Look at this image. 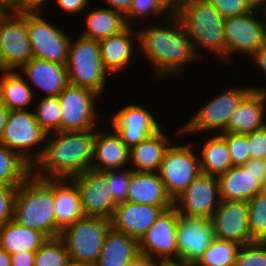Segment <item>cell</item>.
<instances>
[{
    "label": "cell",
    "instance_id": "obj_24",
    "mask_svg": "<svg viewBox=\"0 0 266 266\" xmlns=\"http://www.w3.org/2000/svg\"><path fill=\"white\" fill-rule=\"evenodd\" d=\"M126 201L158 207H173V201L168 196L157 172H137L131 169Z\"/></svg>",
    "mask_w": 266,
    "mask_h": 266
},
{
    "label": "cell",
    "instance_id": "obj_46",
    "mask_svg": "<svg viewBox=\"0 0 266 266\" xmlns=\"http://www.w3.org/2000/svg\"><path fill=\"white\" fill-rule=\"evenodd\" d=\"M242 166L249 169L260 184L266 181V159H249Z\"/></svg>",
    "mask_w": 266,
    "mask_h": 266
},
{
    "label": "cell",
    "instance_id": "obj_35",
    "mask_svg": "<svg viewBox=\"0 0 266 266\" xmlns=\"http://www.w3.org/2000/svg\"><path fill=\"white\" fill-rule=\"evenodd\" d=\"M240 245L215 238L196 262L197 266H235Z\"/></svg>",
    "mask_w": 266,
    "mask_h": 266
},
{
    "label": "cell",
    "instance_id": "obj_5",
    "mask_svg": "<svg viewBox=\"0 0 266 266\" xmlns=\"http://www.w3.org/2000/svg\"><path fill=\"white\" fill-rule=\"evenodd\" d=\"M110 228L109 219L83 216L63 229L59 237L68 251L70 263L94 266Z\"/></svg>",
    "mask_w": 266,
    "mask_h": 266
},
{
    "label": "cell",
    "instance_id": "obj_22",
    "mask_svg": "<svg viewBox=\"0 0 266 266\" xmlns=\"http://www.w3.org/2000/svg\"><path fill=\"white\" fill-rule=\"evenodd\" d=\"M132 29L133 27L131 28V25H128L120 33L99 41L102 64L110 75H115L116 72L127 67L126 65L133 56L134 48L138 47V32ZM134 41L137 43H134Z\"/></svg>",
    "mask_w": 266,
    "mask_h": 266
},
{
    "label": "cell",
    "instance_id": "obj_43",
    "mask_svg": "<svg viewBox=\"0 0 266 266\" xmlns=\"http://www.w3.org/2000/svg\"><path fill=\"white\" fill-rule=\"evenodd\" d=\"M213 7L224 17L247 14L255 10L250 0H208Z\"/></svg>",
    "mask_w": 266,
    "mask_h": 266
},
{
    "label": "cell",
    "instance_id": "obj_18",
    "mask_svg": "<svg viewBox=\"0 0 266 266\" xmlns=\"http://www.w3.org/2000/svg\"><path fill=\"white\" fill-rule=\"evenodd\" d=\"M177 258L197 262L215 239L209 218L180 216L176 225Z\"/></svg>",
    "mask_w": 266,
    "mask_h": 266
},
{
    "label": "cell",
    "instance_id": "obj_13",
    "mask_svg": "<svg viewBox=\"0 0 266 266\" xmlns=\"http://www.w3.org/2000/svg\"><path fill=\"white\" fill-rule=\"evenodd\" d=\"M95 92L68 84L58 95L61 104L60 131H85L96 128Z\"/></svg>",
    "mask_w": 266,
    "mask_h": 266
},
{
    "label": "cell",
    "instance_id": "obj_19",
    "mask_svg": "<svg viewBox=\"0 0 266 266\" xmlns=\"http://www.w3.org/2000/svg\"><path fill=\"white\" fill-rule=\"evenodd\" d=\"M114 133L129 147H133L161 129L156 118L142 106L126 105L112 117Z\"/></svg>",
    "mask_w": 266,
    "mask_h": 266
},
{
    "label": "cell",
    "instance_id": "obj_38",
    "mask_svg": "<svg viewBox=\"0 0 266 266\" xmlns=\"http://www.w3.org/2000/svg\"><path fill=\"white\" fill-rule=\"evenodd\" d=\"M248 227L253 241L266 242V197L258 193L248 201Z\"/></svg>",
    "mask_w": 266,
    "mask_h": 266
},
{
    "label": "cell",
    "instance_id": "obj_62",
    "mask_svg": "<svg viewBox=\"0 0 266 266\" xmlns=\"http://www.w3.org/2000/svg\"><path fill=\"white\" fill-rule=\"evenodd\" d=\"M250 1L252 2V4H253L254 6H256L257 3H259L261 0H250Z\"/></svg>",
    "mask_w": 266,
    "mask_h": 266
},
{
    "label": "cell",
    "instance_id": "obj_53",
    "mask_svg": "<svg viewBox=\"0 0 266 266\" xmlns=\"http://www.w3.org/2000/svg\"><path fill=\"white\" fill-rule=\"evenodd\" d=\"M159 264L161 266H197L196 262L187 261V260H183L179 258H177L176 260L168 259V260L160 261Z\"/></svg>",
    "mask_w": 266,
    "mask_h": 266
},
{
    "label": "cell",
    "instance_id": "obj_37",
    "mask_svg": "<svg viewBox=\"0 0 266 266\" xmlns=\"http://www.w3.org/2000/svg\"><path fill=\"white\" fill-rule=\"evenodd\" d=\"M70 260L60 237L48 238L35 253L34 266H69Z\"/></svg>",
    "mask_w": 266,
    "mask_h": 266
},
{
    "label": "cell",
    "instance_id": "obj_55",
    "mask_svg": "<svg viewBox=\"0 0 266 266\" xmlns=\"http://www.w3.org/2000/svg\"><path fill=\"white\" fill-rule=\"evenodd\" d=\"M154 262L147 257L140 256L133 262H131L128 266H152Z\"/></svg>",
    "mask_w": 266,
    "mask_h": 266
},
{
    "label": "cell",
    "instance_id": "obj_6",
    "mask_svg": "<svg viewBox=\"0 0 266 266\" xmlns=\"http://www.w3.org/2000/svg\"><path fill=\"white\" fill-rule=\"evenodd\" d=\"M68 83L89 89L99 96L106 87L107 75L100 57L99 41L79 36L71 40L67 62Z\"/></svg>",
    "mask_w": 266,
    "mask_h": 266
},
{
    "label": "cell",
    "instance_id": "obj_57",
    "mask_svg": "<svg viewBox=\"0 0 266 266\" xmlns=\"http://www.w3.org/2000/svg\"><path fill=\"white\" fill-rule=\"evenodd\" d=\"M264 4H265V5H264ZM261 5H262L263 7L265 6V7H264V10H265V13H264V14H265L264 20H265V21H263V22H264V24L266 25V0H261L259 3H257V5L255 6V9L258 10L259 8H261V7H260Z\"/></svg>",
    "mask_w": 266,
    "mask_h": 266
},
{
    "label": "cell",
    "instance_id": "obj_41",
    "mask_svg": "<svg viewBox=\"0 0 266 266\" xmlns=\"http://www.w3.org/2000/svg\"><path fill=\"white\" fill-rule=\"evenodd\" d=\"M164 13L171 14L159 0H132V5L125 14V20L127 25H130V21H135L136 18L148 19L151 14L162 16Z\"/></svg>",
    "mask_w": 266,
    "mask_h": 266
},
{
    "label": "cell",
    "instance_id": "obj_29",
    "mask_svg": "<svg viewBox=\"0 0 266 266\" xmlns=\"http://www.w3.org/2000/svg\"><path fill=\"white\" fill-rule=\"evenodd\" d=\"M220 198L223 201H245L260 192L261 184L243 166H232L218 176Z\"/></svg>",
    "mask_w": 266,
    "mask_h": 266
},
{
    "label": "cell",
    "instance_id": "obj_44",
    "mask_svg": "<svg viewBox=\"0 0 266 266\" xmlns=\"http://www.w3.org/2000/svg\"><path fill=\"white\" fill-rule=\"evenodd\" d=\"M17 188L0 184V226L13 218V205Z\"/></svg>",
    "mask_w": 266,
    "mask_h": 266
},
{
    "label": "cell",
    "instance_id": "obj_59",
    "mask_svg": "<svg viewBox=\"0 0 266 266\" xmlns=\"http://www.w3.org/2000/svg\"><path fill=\"white\" fill-rule=\"evenodd\" d=\"M6 8H10L17 0H0Z\"/></svg>",
    "mask_w": 266,
    "mask_h": 266
},
{
    "label": "cell",
    "instance_id": "obj_17",
    "mask_svg": "<svg viewBox=\"0 0 266 266\" xmlns=\"http://www.w3.org/2000/svg\"><path fill=\"white\" fill-rule=\"evenodd\" d=\"M210 220L215 238L240 246L254 242L248 227V202L221 200Z\"/></svg>",
    "mask_w": 266,
    "mask_h": 266
},
{
    "label": "cell",
    "instance_id": "obj_14",
    "mask_svg": "<svg viewBox=\"0 0 266 266\" xmlns=\"http://www.w3.org/2000/svg\"><path fill=\"white\" fill-rule=\"evenodd\" d=\"M221 202L217 176L201 173L173 201L180 216L211 218Z\"/></svg>",
    "mask_w": 266,
    "mask_h": 266
},
{
    "label": "cell",
    "instance_id": "obj_40",
    "mask_svg": "<svg viewBox=\"0 0 266 266\" xmlns=\"http://www.w3.org/2000/svg\"><path fill=\"white\" fill-rule=\"evenodd\" d=\"M122 170H119L120 173L118 169L103 171L108 178L112 196L117 204L126 202L128 187L131 181V167Z\"/></svg>",
    "mask_w": 266,
    "mask_h": 266
},
{
    "label": "cell",
    "instance_id": "obj_31",
    "mask_svg": "<svg viewBox=\"0 0 266 266\" xmlns=\"http://www.w3.org/2000/svg\"><path fill=\"white\" fill-rule=\"evenodd\" d=\"M85 19L86 29L80 36L95 41H101L118 34L128 26L125 15L110 7L102 9L99 7L96 10H91Z\"/></svg>",
    "mask_w": 266,
    "mask_h": 266
},
{
    "label": "cell",
    "instance_id": "obj_3",
    "mask_svg": "<svg viewBox=\"0 0 266 266\" xmlns=\"http://www.w3.org/2000/svg\"><path fill=\"white\" fill-rule=\"evenodd\" d=\"M22 226L56 237L54 179H42L33 173L17 188L13 218Z\"/></svg>",
    "mask_w": 266,
    "mask_h": 266
},
{
    "label": "cell",
    "instance_id": "obj_47",
    "mask_svg": "<svg viewBox=\"0 0 266 266\" xmlns=\"http://www.w3.org/2000/svg\"><path fill=\"white\" fill-rule=\"evenodd\" d=\"M48 0H17L10 9L17 12H41L43 3ZM42 5V6H41Z\"/></svg>",
    "mask_w": 266,
    "mask_h": 266
},
{
    "label": "cell",
    "instance_id": "obj_9",
    "mask_svg": "<svg viewBox=\"0 0 266 266\" xmlns=\"http://www.w3.org/2000/svg\"><path fill=\"white\" fill-rule=\"evenodd\" d=\"M27 12V30L33 58L67 65L71 38L41 16Z\"/></svg>",
    "mask_w": 266,
    "mask_h": 266
},
{
    "label": "cell",
    "instance_id": "obj_49",
    "mask_svg": "<svg viewBox=\"0 0 266 266\" xmlns=\"http://www.w3.org/2000/svg\"><path fill=\"white\" fill-rule=\"evenodd\" d=\"M36 252H20L10 255L11 266H34Z\"/></svg>",
    "mask_w": 266,
    "mask_h": 266
},
{
    "label": "cell",
    "instance_id": "obj_2",
    "mask_svg": "<svg viewBox=\"0 0 266 266\" xmlns=\"http://www.w3.org/2000/svg\"><path fill=\"white\" fill-rule=\"evenodd\" d=\"M164 16L162 20L169 22V27L151 25L146 30H137L138 47L144 58L153 65L157 78L181 74L185 64L199 57L181 20L175 14Z\"/></svg>",
    "mask_w": 266,
    "mask_h": 266
},
{
    "label": "cell",
    "instance_id": "obj_39",
    "mask_svg": "<svg viewBox=\"0 0 266 266\" xmlns=\"http://www.w3.org/2000/svg\"><path fill=\"white\" fill-rule=\"evenodd\" d=\"M235 266H266V242L254 241L241 245Z\"/></svg>",
    "mask_w": 266,
    "mask_h": 266
},
{
    "label": "cell",
    "instance_id": "obj_54",
    "mask_svg": "<svg viewBox=\"0 0 266 266\" xmlns=\"http://www.w3.org/2000/svg\"><path fill=\"white\" fill-rule=\"evenodd\" d=\"M9 111L5 106L2 104L0 105V139L4 130V127L7 123V117L9 114Z\"/></svg>",
    "mask_w": 266,
    "mask_h": 266
},
{
    "label": "cell",
    "instance_id": "obj_15",
    "mask_svg": "<svg viewBox=\"0 0 266 266\" xmlns=\"http://www.w3.org/2000/svg\"><path fill=\"white\" fill-rule=\"evenodd\" d=\"M179 217L174 207L163 211L153 226L138 241L140 255L154 263L177 259L176 225Z\"/></svg>",
    "mask_w": 266,
    "mask_h": 266
},
{
    "label": "cell",
    "instance_id": "obj_20",
    "mask_svg": "<svg viewBox=\"0 0 266 266\" xmlns=\"http://www.w3.org/2000/svg\"><path fill=\"white\" fill-rule=\"evenodd\" d=\"M170 208L172 207H158L126 201L116 207L111 219V227L115 231L125 233L139 241L162 212Z\"/></svg>",
    "mask_w": 266,
    "mask_h": 266
},
{
    "label": "cell",
    "instance_id": "obj_25",
    "mask_svg": "<svg viewBox=\"0 0 266 266\" xmlns=\"http://www.w3.org/2000/svg\"><path fill=\"white\" fill-rule=\"evenodd\" d=\"M130 148L116 133L103 131L95 133L93 161L91 169L95 171L120 170L129 163Z\"/></svg>",
    "mask_w": 266,
    "mask_h": 266
},
{
    "label": "cell",
    "instance_id": "obj_21",
    "mask_svg": "<svg viewBox=\"0 0 266 266\" xmlns=\"http://www.w3.org/2000/svg\"><path fill=\"white\" fill-rule=\"evenodd\" d=\"M266 90H251L239 103L221 133L249 134L266 126Z\"/></svg>",
    "mask_w": 266,
    "mask_h": 266
},
{
    "label": "cell",
    "instance_id": "obj_64",
    "mask_svg": "<svg viewBox=\"0 0 266 266\" xmlns=\"http://www.w3.org/2000/svg\"><path fill=\"white\" fill-rule=\"evenodd\" d=\"M152 266H161L159 263H154Z\"/></svg>",
    "mask_w": 266,
    "mask_h": 266
},
{
    "label": "cell",
    "instance_id": "obj_27",
    "mask_svg": "<svg viewBox=\"0 0 266 266\" xmlns=\"http://www.w3.org/2000/svg\"><path fill=\"white\" fill-rule=\"evenodd\" d=\"M140 256L138 240L111 227L94 266H128Z\"/></svg>",
    "mask_w": 266,
    "mask_h": 266
},
{
    "label": "cell",
    "instance_id": "obj_28",
    "mask_svg": "<svg viewBox=\"0 0 266 266\" xmlns=\"http://www.w3.org/2000/svg\"><path fill=\"white\" fill-rule=\"evenodd\" d=\"M165 135L160 129L130 148L129 163L133 164V171L158 172L164 155L172 144L170 138Z\"/></svg>",
    "mask_w": 266,
    "mask_h": 266
},
{
    "label": "cell",
    "instance_id": "obj_52",
    "mask_svg": "<svg viewBox=\"0 0 266 266\" xmlns=\"http://www.w3.org/2000/svg\"><path fill=\"white\" fill-rule=\"evenodd\" d=\"M162 5L171 13L175 14L186 0H159Z\"/></svg>",
    "mask_w": 266,
    "mask_h": 266
},
{
    "label": "cell",
    "instance_id": "obj_56",
    "mask_svg": "<svg viewBox=\"0 0 266 266\" xmlns=\"http://www.w3.org/2000/svg\"><path fill=\"white\" fill-rule=\"evenodd\" d=\"M0 266H11L10 255L0 246Z\"/></svg>",
    "mask_w": 266,
    "mask_h": 266
},
{
    "label": "cell",
    "instance_id": "obj_33",
    "mask_svg": "<svg viewBox=\"0 0 266 266\" xmlns=\"http://www.w3.org/2000/svg\"><path fill=\"white\" fill-rule=\"evenodd\" d=\"M201 150L199 159L203 174L218 177L233 166L225 141V133H219L211 137Z\"/></svg>",
    "mask_w": 266,
    "mask_h": 266
},
{
    "label": "cell",
    "instance_id": "obj_32",
    "mask_svg": "<svg viewBox=\"0 0 266 266\" xmlns=\"http://www.w3.org/2000/svg\"><path fill=\"white\" fill-rule=\"evenodd\" d=\"M1 104L8 110H27L35 96L25 79L16 71H7L0 77Z\"/></svg>",
    "mask_w": 266,
    "mask_h": 266
},
{
    "label": "cell",
    "instance_id": "obj_36",
    "mask_svg": "<svg viewBox=\"0 0 266 266\" xmlns=\"http://www.w3.org/2000/svg\"><path fill=\"white\" fill-rule=\"evenodd\" d=\"M38 100L34 114L40 127L49 135L60 131L61 104L58 96H44Z\"/></svg>",
    "mask_w": 266,
    "mask_h": 266
},
{
    "label": "cell",
    "instance_id": "obj_12",
    "mask_svg": "<svg viewBox=\"0 0 266 266\" xmlns=\"http://www.w3.org/2000/svg\"><path fill=\"white\" fill-rule=\"evenodd\" d=\"M46 138L47 133L40 127L33 111L12 110L9 111L0 143L33 166V154L29 149L46 142Z\"/></svg>",
    "mask_w": 266,
    "mask_h": 266
},
{
    "label": "cell",
    "instance_id": "obj_45",
    "mask_svg": "<svg viewBox=\"0 0 266 266\" xmlns=\"http://www.w3.org/2000/svg\"><path fill=\"white\" fill-rule=\"evenodd\" d=\"M250 159H266V126L248 134Z\"/></svg>",
    "mask_w": 266,
    "mask_h": 266
},
{
    "label": "cell",
    "instance_id": "obj_23",
    "mask_svg": "<svg viewBox=\"0 0 266 266\" xmlns=\"http://www.w3.org/2000/svg\"><path fill=\"white\" fill-rule=\"evenodd\" d=\"M20 69L27 81L46 92L45 96H58L69 84L66 65L31 58Z\"/></svg>",
    "mask_w": 266,
    "mask_h": 266
},
{
    "label": "cell",
    "instance_id": "obj_50",
    "mask_svg": "<svg viewBox=\"0 0 266 266\" xmlns=\"http://www.w3.org/2000/svg\"><path fill=\"white\" fill-rule=\"evenodd\" d=\"M251 57L259 69L266 74V42Z\"/></svg>",
    "mask_w": 266,
    "mask_h": 266
},
{
    "label": "cell",
    "instance_id": "obj_8",
    "mask_svg": "<svg viewBox=\"0 0 266 266\" xmlns=\"http://www.w3.org/2000/svg\"><path fill=\"white\" fill-rule=\"evenodd\" d=\"M0 46L7 71L25 65L33 53L27 30V12L7 8L0 15Z\"/></svg>",
    "mask_w": 266,
    "mask_h": 266
},
{
    "label": "cell",
    "instance_id": "obj_10",
    "mask_svg": "<svg viewBox=\"0 0 266 266\" xmlns=\"http://www.w3.org/2000/svg\"><path fill=\"white\" fill-rule=\"evenodd\" d=\"M174 201L200 175V159L189 146L170 145L157 172Z\"/></svg>",
    "mask_w": 266,
    "mask_h": 266
},
{
    "label": "cell",
    "instance_id": "obj_61",
    "mask_svg": "<svg viewBox=\"0 0 266 266\" xmlns=\"http://www.w3.org/2000/svg\"><path fill=\"white\" fill-rule=\"evenodd\" d=\"M6 6L0 1V15L6 10Z\"/></svg>",
    "mask_w": 266,
    "mask_h": 266
},
{
    "label": "cell",
    "instance_id": "obj_34",
    "mask_svg": "<svg viewBox=\"0 0 266 266\" xmlns=\"http://www.w3.org/2000/svg\"><path fill=\"white\" fill-rule=\"evenodd\" d=\"M32 173V166L29 163L0 143V184L18 187Z\"/></svg>",
    "mask_w": 266,
    "mask_h": 266
},
{
    "label": "cell",
    "instance_id": "obj_7",
    "mask_svg": "<svg viewBox=\"0 0 266 266\" xmlns=\"http://www.w3.org/2000/svg\"><path fill=\"white\" fill-rule=\"evenodd\" d=\"M251 90H265L256 86H238L219 93L209 100L204 107L189 119L182 127L177 129V134H196L210 130H219L220 133L226 128L231 114L237 109L239 103ZM196 132V133H195Z\"/></svg>",
    "mask_w": 266,
    "mask_h": 266
},
{
    "label": "cell",
    "instance_id": "obj_30",
    "mask_svg": "<svg viewBox=\"0 0 266 266\" xmlns=\"http://www.w3.org/2000/svg\"><path fill=\"white\" fill-rule=\"evenodd\" d=\"M47 238L40 232L11 220L0 226V246L9 254L36 252Z\"/></svg>",
    "mask_w": 266,
    "mask_h": 266
},
{
    "label": "cell",
    "instance_id": "obj_63",
    "mask_svg": "<svg viewBox=\"0 0 266 266\" xmlns=\"http://www.w3.org/2000/svg\"><path fill=\"white\" fill-rule=\"evenodd\" d=\"M69 266H91V265H81V264L70 263Z\"/></svg>",
    "mask_w": 266,
    "mask_h": 266
},
{
    "label": "cell",
    "instance_id": "obj_60",
    "mask_svg": "<svg viewBox=\"0 0 266 266\" xmlns=\"http://www.w3.org/2000/svg\"><path fill=\"white\" fill-rule=\"evenodd\" d=\"M259 193L266 197V181L261 184Z\"/></svg>",
    "mask_w": 266,
    "mask_h": 266
},
{
    "label": "cell",
    "instance_id": "obj_42",
    "mask_svg": "<svg viewBox=\"0 0 266 266\" xmlns=\"http://www.w3.org/2000/svg\"><path fill=\"white\" fill-rule=\"evenodd\" d=\"M225 141L233 166H242L250 159L248 134L225 133Z\"/></svg>",
    "mask_w": 266,
    "mask_h": 266
},
{
    "label": "cell",
    "instance_id": "obj_58",
    "mask_svg": "<svg viewBox=\"0 0 266 266\" xmlns=\"http://www.w3.org/2000/svg\"><path fill=\"white\" fill-rule=\"evenodd\" d=\"M5 73L7 70L5 69V65L3 62V57H2V51H1V46H0V73Z\"/></svg>",
    "mask_w": 266,
    "mask_h": 266
},
{
    "label": "cell",
    "instance_id": "obj_51",
    "mask_svg": "<svg viewBox=\"0 0 266 266\" xmlns=\"http://www.w3.org/2000/svg\"><path fill=\"white\" fill-rule=\"evenodd\" d=\"M107 4L110 5L111 9L118 10L124 15L129 11L132 0H104Z\"/></svg>",
    "mask_w": 266,
    "mask_h": 266
},
{
    "label": "cell",
    "instance_id": "obj_16",
    "mask_svg": "<svg viewBox=\"0 0 266 266\" xmlns=\"http://www.w3.org/2000/svg\"><path fill=\"white\" fill-rule=\"evenodd\" d=\"M72 180L77 185L84 216L111 220L118 204L112 196L107 176L89 169Z\"/></svg>",
    "mask_w": 266,
    "mask_h": 266
},
{
    "label": "cell",
    "instance_id": "obj_48",
    "mask_svg": "<svg viewBox=\"0 0 266 266\" xmlns=\"http://www.w3.org/2000/svg\"><path fill=\"white\" fill-rule=\"evenodd\" d=\"M57 5L60 6L63 11H66L67 13H75L81 12L82 10H85L88 4L90 3L89 0H56Z\"/></svg>",
    "mask_w": 266,
    "mask_h": 266
},
{
    "label": "cell",
    "instance_id": "obj_26",
    "mask_svg": "<svg viewBox=\"0 0 266 266\" xmlns=\"http://www.w3.org/2000/svg\"><path fill=\"white\" fill-rule=\"evenodd\" d=\"M56 237L66 227L83 217L81 200L76 183L72 179H54Z\"/></svg>",
    "mask_w": 266,
    "mask_h": 266
},
{
    "label": "cell",
    "instance_id": "obj_4",
    "mask_svg": "<svg viewBox=\"0 0 266 266\" xmlns=\"http://www.w3.org/2000/svg\"><path fill=\"white\" fill-rule=\"evenodd\" d=\"M193 44L206 48L219 59L225 60L224 17L208 0H186L175 13Z\"/></svg>",
    "mask_w": 266,
    "mask_h": 266
},
{
    "label": "cell",
    "instance_id": "obj_11",
    "mask_svg": "<svg viewBox=\"0 0 266 266\" xmlns=\"http://www.w3.org/2000/svg\"><path fill=\"white\" fill-rule=\"evenodd\" d=\"M254 13L224 18L225 62L233 53L252 56L266 42V25Z\"/></svg>",
    "mask_w": 266,
    "mask_h": 266
},
{
    "label": "cell",
    "instance_id": "obj_1",
    "mask_svg": "<svg viewBox=\"0 0 266 266\" xmlns=\"http://www.w3.org/2000/svg\"><path fill=\"white\" fill-rule=\"evenodd\" d=\"M95 133L58 131L53 138L47 134L43 148L33 152V174L42 179H72L91 169Z\"/></svg>",
    "mask_w": 266,
    "mask_h": 266
}]
</instances>
